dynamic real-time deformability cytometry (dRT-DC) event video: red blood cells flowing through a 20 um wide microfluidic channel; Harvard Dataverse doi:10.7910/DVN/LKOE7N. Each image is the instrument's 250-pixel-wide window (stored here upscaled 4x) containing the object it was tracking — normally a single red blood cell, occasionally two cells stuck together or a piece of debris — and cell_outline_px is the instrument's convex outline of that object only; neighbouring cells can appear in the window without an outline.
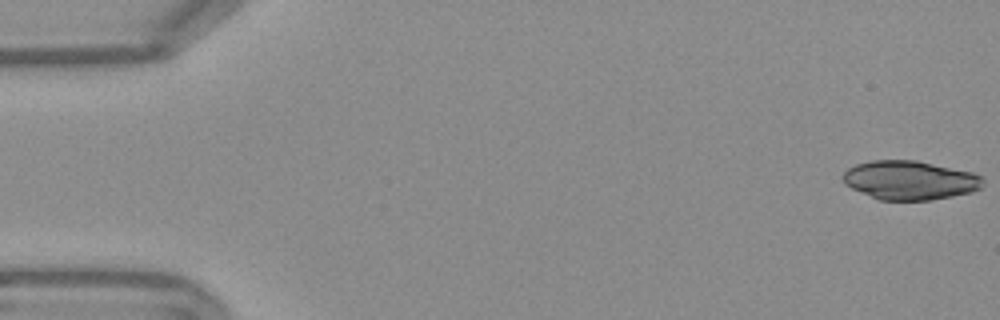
{"species": "Egyptian fruit bat (a non-hibernating species)", "species_latin": "Rousettus aegyptiacus", "temperature_condition": "warm", "stored_images_in_passage": 53, "camera_frame_rate_fps": 3000, "um_per_image_px": 0.085, "frame": {"image": 1, "passage_image": 1, "time_ms": 0.0, "image_size_px": [1000, 320], "cell_outline_px": [[984, 184], [980, 188], [972, 192], [932, 200], [880, 200], [860, 192], [844, 184], [840, 176], [848, 168], [856, 164], [872, 160], [916, 160], [972, 172], [980, 176], [984, 180]], "centroid_in_image_um": [77.32, 15.32], "position_along_channel_um": 7.7, "area_um2": 31.91}}